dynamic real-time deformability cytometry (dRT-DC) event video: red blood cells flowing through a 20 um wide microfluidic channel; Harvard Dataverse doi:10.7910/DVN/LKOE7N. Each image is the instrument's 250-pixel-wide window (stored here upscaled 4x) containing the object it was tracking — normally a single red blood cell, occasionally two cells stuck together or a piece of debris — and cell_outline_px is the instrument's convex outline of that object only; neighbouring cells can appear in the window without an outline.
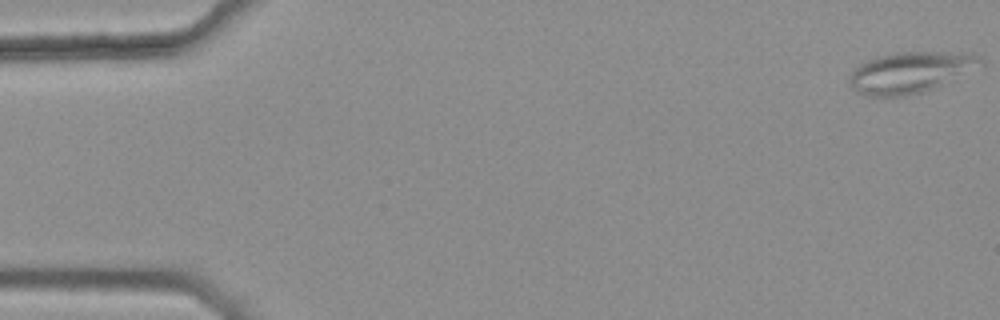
{"species": "common noctule bat (a hibernating species)", "species_latin": "Nyctalus noctula", "temperature_condition": "warm", "stored_images_in_passage": 11, "camera_frame_rate_fps": 3000, "um_per_image_px": 0.085, "animal": {"sex": "female", "body_mass_g": 25.1}, "frame": {"image": 1, "passage_image": 1, "time_ms": 0.0, "image_size_px": [1000, 320], "cell_outline_px": [[984, 64], [936, 88], [924, 92], [904, 96], [868, 96], [856, 92], [852, 88], [848, 80], [852, 72], [860, 64], [876, 56], [896, 52], [960, 52], [980, 56], [984, 60]], "centroid_in_image_um": [77.39, 6.15], "position_along_channel_um": 7.6, "area_um2": 31.5}}